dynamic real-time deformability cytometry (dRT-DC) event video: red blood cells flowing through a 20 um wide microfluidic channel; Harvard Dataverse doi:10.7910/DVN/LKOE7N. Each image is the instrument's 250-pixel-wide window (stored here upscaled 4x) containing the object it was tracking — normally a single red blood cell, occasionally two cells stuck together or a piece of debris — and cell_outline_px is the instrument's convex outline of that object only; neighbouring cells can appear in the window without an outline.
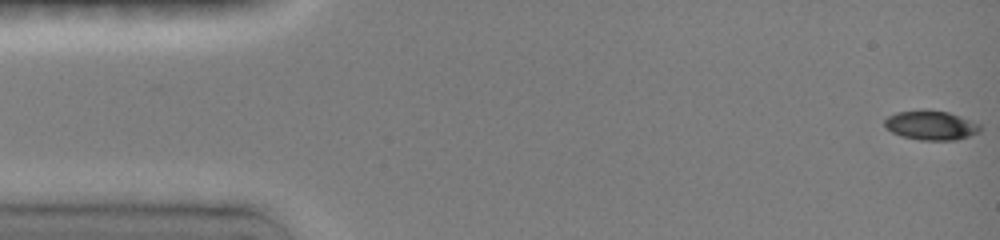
{"species": "common noctule bat (a hibernating species)", "species_latin": "Nyctalus noctula", "temperature_condition": "room temperature", "stored_images_in_passage": 35, "camera_frame_rate_fps": 3000, "um_per_image_px": 0.085, "animal": {"sex": "female", "body_mass_g": 19.0, "forearm_length_mm": 51.5}, "frame": {"image": 1, "passage_image": 1, "time_ms": 0.0, "image_size_px": [1000, 240], "cell_outline_px": [[980, 132], [956, 140], [920, 140], [900, 136], [884, 128], [884, 120], [888, 116], [896, 112], [948, 112], [960, 116], [980, 124]], "centroid_in_image_um": [79.12, 10.69], "position_along_channel_um": 5.9, "area_um2": 15.9}}
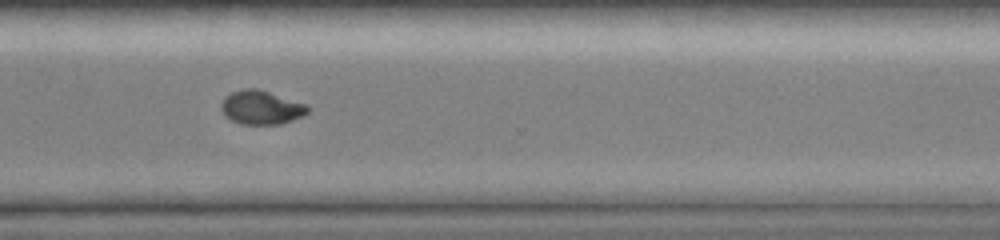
{"frame": {"image": 2, "passage_image": 29, "time_ms": 11.667, "image_size_px": [1000, 240], "cell_outline_px": [[308, 112], [292, 120], [280, 124], [240, 124], [232, 120], [220, 108], [220, 104], [232, 92], [244, 88], [256, 88], [308, 104]], "centroid_in_image_um": [22.22, 9.13], "position_along_channel_um": 348.4, "area_um2": 16.76}}
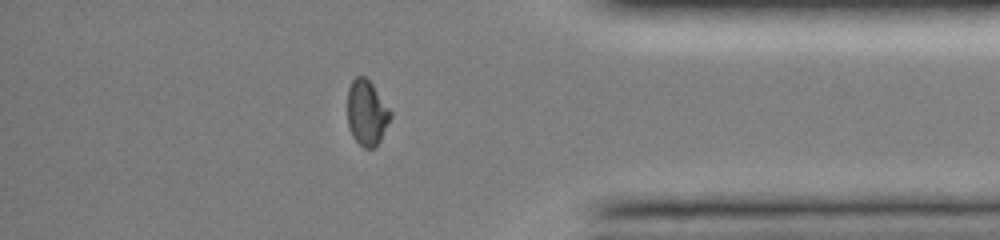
{"frame": {"image": 3, "passage_image": 32, "time_ms": 13.333, "image_size_px": [1000, 240], "cell_outline_px": [[392, 116], [380, 140], [372, 148], [364, 148], [352, 136], [348, 124], [348, 88], [352, 80], [356, 76], [364, 76], [372, 84], [392, 112]], "centroid_in_image_um": [31.17, 9.58], "position_along_channel_um": 404.0, "area_um2": 16.18}, "authors_computed_cell_mechanics": {"area_um2": 17.1666, "velocity_mm_per_s": 4.0281, "shape_relaxation_time_tau1_ms": 4.1874, "shape_relaxation_time_tau2_ms": 2.3785, "deformation_change_tau1": 0.1804, "deformation_change_tau2": 0.0467}}